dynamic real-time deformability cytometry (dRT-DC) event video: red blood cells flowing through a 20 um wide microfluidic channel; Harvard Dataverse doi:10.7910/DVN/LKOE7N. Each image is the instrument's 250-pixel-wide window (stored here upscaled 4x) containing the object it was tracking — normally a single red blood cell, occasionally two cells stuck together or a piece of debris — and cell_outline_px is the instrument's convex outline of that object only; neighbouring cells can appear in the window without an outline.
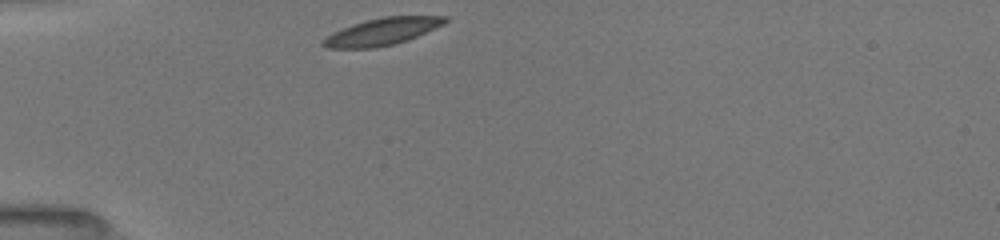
{"species": "common noctule bat (a hibernating species)", "species_latin": "Nyctalus noctula", "temperature_condition": "room temperature", "stored_images_in_passage": 30, "camera_frame_rate_fps": 3000, "um_per_image_px": 0.085, "animal": {"sex": "female", "body_mass_g": 19.5, "forearm_length_mm": 54.1}, "frame": {"image": 1, "passage_image": 1, "time_ms": 0.0, "image_size_px": [1000, 240], "cell_outline_px": [[448, 20], [444, 24], [408, 40], [396, 44], [372, 48], [328, 48], [320, 44], [320, 40], [332, 32], [352, 24], [384, 16], [448, 16]], "centroid_in_image_um": [32.45, 2.69], "position_along_channel_um": 52.5, "area_um2": 19.31}}
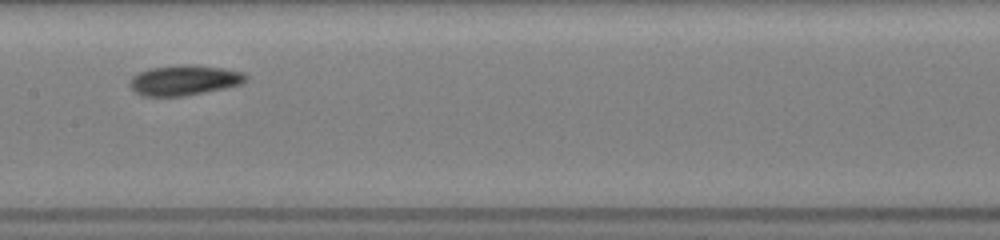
{"frame": {"image": 2, "passage_image": 13, "time_ms": 4.0, "image_size_px": [1000, 240], "cell_outline_px": [[248, 76], [240, 84], [224, 88], [204, 92], [180, 96], [140, 96], [128, 84], [132, 76], [148, 68], [180, 64], [192, 64], [224, 68], [240, 72]], "centroid_in_image_um": [15.6, 6.8], "position_along_channel_um": 191.8, "area_um2": 20.35}}
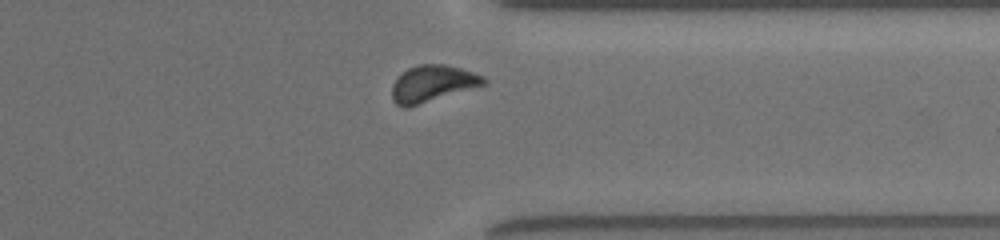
{"frame": {"image": 3, "passage_image": 26, "time_ms": 8.667, "image_size_px": [1000, 240], "cell_outline_px": [[488, 84], [408, 108], [404, 108], [396, 104], [392, 100], [392, 84], [408, 68], [420, 64], [444, 64], [460, 68], [484, 76], [488, 80]], "centroid_in_image_um": [36.79, 7.13], "position_along_channel_um": 374.6, "area_um2": 19.71}, "authors_computed_cell_mechanics": {"area_um2": 19.6231, "velocity_mm_per_s": 3.9412, "shape_relaxation_time_tau1_ms": 1.3063, "shape_relaxation_time_tau2_ms": 4.3193, "deformation_change_tau1": 0.0834, "deformation_change_tau2": 0.099}}